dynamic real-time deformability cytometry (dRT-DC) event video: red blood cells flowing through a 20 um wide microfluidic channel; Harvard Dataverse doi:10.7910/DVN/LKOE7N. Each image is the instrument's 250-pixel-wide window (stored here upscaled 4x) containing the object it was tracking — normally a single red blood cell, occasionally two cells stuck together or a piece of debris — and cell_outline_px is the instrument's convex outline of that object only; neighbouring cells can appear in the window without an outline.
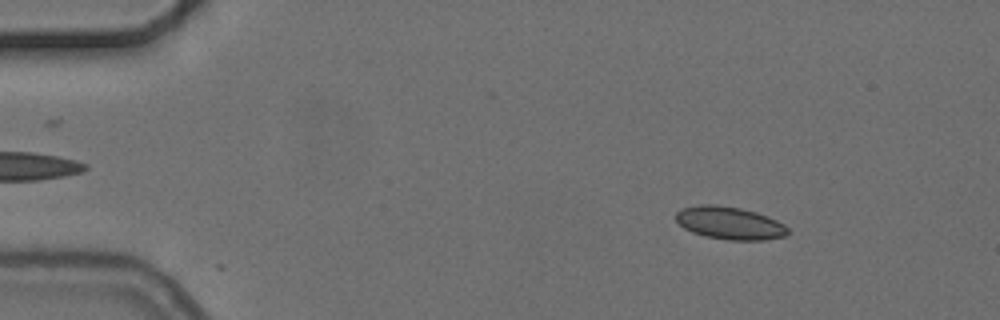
{"species": "common noctule bat (a hibernating species)", "species_latin": "Nyctalus noctula", "temperature_condition": "cold", "stored_images_in_passage": 3, "camera_frame_rate_fps": 3000, "um_per_image_px": 0.085, "animal": {"sex": "female", "body_mass_g": 24.6, "forearm_length_mm": 56.2}, "frame": {"image": 1, "passage_image": 1, "time_ms": 0.0, "image_size_px": [1000, 320], "cell_outline_px": [[788, 232], [784, 236], [764, 240], [728, 240], [704, 236], [692, 232], [684, 228], [676, 220], [676, 212], [684, 208], [700, 204], [716, 204], [740, 208], [756, 212], [768, 216], [784, 224], [788, 228]], "centroid_in_image_um": [62.02, 18.96], "position_along_channel_um": 23.0, "area_um2": 21.33}}